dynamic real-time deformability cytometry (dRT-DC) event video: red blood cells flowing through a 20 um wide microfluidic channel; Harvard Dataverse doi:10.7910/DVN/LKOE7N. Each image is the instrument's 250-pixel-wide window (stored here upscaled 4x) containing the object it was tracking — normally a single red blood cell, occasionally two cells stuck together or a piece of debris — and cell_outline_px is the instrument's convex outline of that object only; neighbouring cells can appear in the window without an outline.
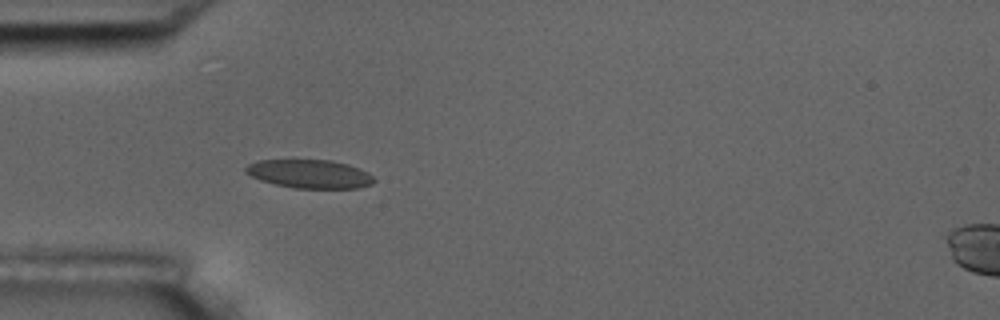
{"species": "common noctule bat (a hibernating species)", "species_latin": "Nyctalus noctula", "temperature_condition": "room temperature", "stored_images_in_passage": 27, "camera_frame_rate_fps": 3000, "um_per_image_px": 0.085, "animal": {"sex": "male", "body_mass_g": 17.5, "forearm_length_mm": 52.3}, "frame": {"image": 1, "passage_image": 5, "time_ms": 1.333, "image_size_px": [1000, 320], "cell_outline_px": [[376, 180], [372, 184], [356, 188], [296, 188], [276, 184], [260, 180], [244, 172], [244, 168], [248, 164], [256, 160], [332, 160], [348, 164], [368, 172]], "centroid_in_image_um": [26.31, 14.77], "position_along_channel_um": 58.7, "area_um2": 21.33}}